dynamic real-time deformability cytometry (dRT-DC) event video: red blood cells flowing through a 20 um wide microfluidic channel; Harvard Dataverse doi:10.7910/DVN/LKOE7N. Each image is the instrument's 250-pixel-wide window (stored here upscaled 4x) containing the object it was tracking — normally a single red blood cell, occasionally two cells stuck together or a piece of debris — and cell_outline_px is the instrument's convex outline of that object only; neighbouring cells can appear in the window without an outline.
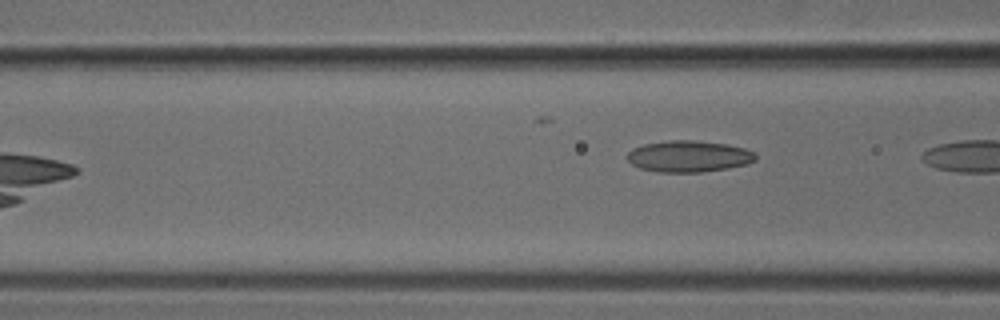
{"species": "common noctule bat (a hibernating species)", "species_latin": "Nyctalus noctula", "temperature_condition": "cold", "stored_images_in_passage": 4, "camera_frame_rate_fps": 3000, "um_per_image_px": 0.085, "animal": {"sex": "male", "body_mass_g": 18.8}, "frame": {"image": 1, "passage_image": 4, "time_ms": 1.0, "image_size_px": [1000, 320], "cell_outline_px": [[756, 160], [748, 164], [728, 168], [700, 172], [660, 172], [640, 168], [632, 164], [624, 156], [632, 148], [644, 144], [668, 140], [696, 140], [724, 144], [744, 148], [756, 152]], "centroid_in_image_um": [58.53, 13.28], "position_along_channel_um": 108.1, "area_um2": 23.64}}